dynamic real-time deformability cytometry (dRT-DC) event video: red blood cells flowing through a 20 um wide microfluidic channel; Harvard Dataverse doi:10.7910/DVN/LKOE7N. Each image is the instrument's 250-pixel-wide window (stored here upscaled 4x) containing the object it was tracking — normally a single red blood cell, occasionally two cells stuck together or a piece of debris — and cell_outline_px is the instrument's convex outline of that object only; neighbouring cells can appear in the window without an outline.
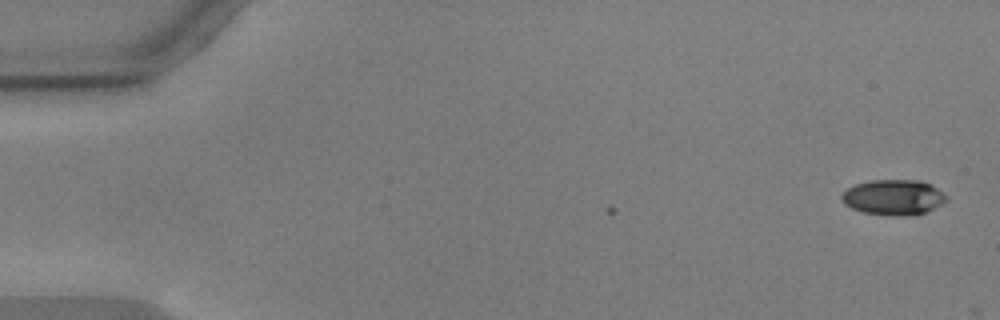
{"species": "common noctule bat (a hibernating species)", "species_latin": "Nyctalus noctula", "temperature_condition": "warm", "stored_images_in_passage": 3, "camera_frame_rate_fps": 3000, "um_per_image_px": 0.085, "animal": {"sex": "male", "body_mass_g": 17.9, "forearm_length_mm": 54.2}, "frame": {"image": 1, "passage_image": 3, "time_ms": 0.667, "image_size_px": [1000, 320], "cell_outline_px": [[948, 200], [924, 212], [908, 216], [892, 216], [864, 212], [852, 208], [844, 204], [840, 200], [840, 196], [848, 188], [856, 184], [872, 180], [920, 180], [936, 188], [948, 196]], "centroid_in_image_um": [75.92, 16.77], "position_along_channel_um": 9.1, "area_um2": 21.44}}